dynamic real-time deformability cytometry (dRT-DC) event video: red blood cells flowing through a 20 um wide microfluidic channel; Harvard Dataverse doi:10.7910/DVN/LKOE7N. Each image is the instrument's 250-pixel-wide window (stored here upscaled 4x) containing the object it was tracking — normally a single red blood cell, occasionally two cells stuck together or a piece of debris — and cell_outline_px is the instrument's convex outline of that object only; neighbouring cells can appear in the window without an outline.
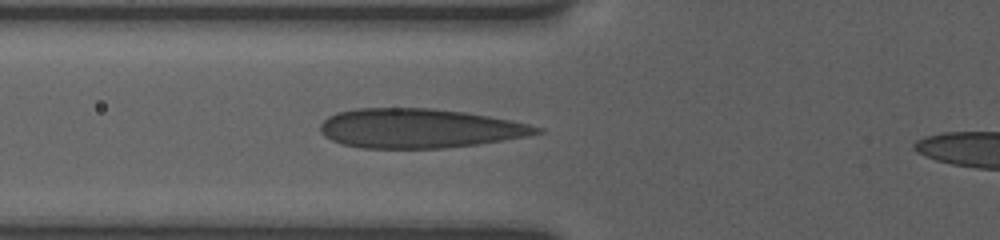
{"species": "human", "species_latin": "Homo sapiens", "temperature_condition": "room temperature", "stored_images_in_passage": 2, "camera_frame_rate_fps": 3000, "um_per_image_px": 0.085, "donor": {"sex": "female"}, "frame": {"image": 1, "passage_image": 2, "time_ms": 0.667, "image_size_px": [1000, 240], "cell_outline_px": [[544, 132], [528, 136], [504, 140], [476, 144], [444, 148], [360, 148], [340, 144], [324, 136], [320, 132], [320, 124], [328, 116], [336, 112], [356, 108], [432, 108], [464, 112], [488, 116], [528, 124], [544, 128]], "centroid_in_image_um": [35.61, 10.91], "position_along_channel_um": 90.2, "area_um2": 49.71}}